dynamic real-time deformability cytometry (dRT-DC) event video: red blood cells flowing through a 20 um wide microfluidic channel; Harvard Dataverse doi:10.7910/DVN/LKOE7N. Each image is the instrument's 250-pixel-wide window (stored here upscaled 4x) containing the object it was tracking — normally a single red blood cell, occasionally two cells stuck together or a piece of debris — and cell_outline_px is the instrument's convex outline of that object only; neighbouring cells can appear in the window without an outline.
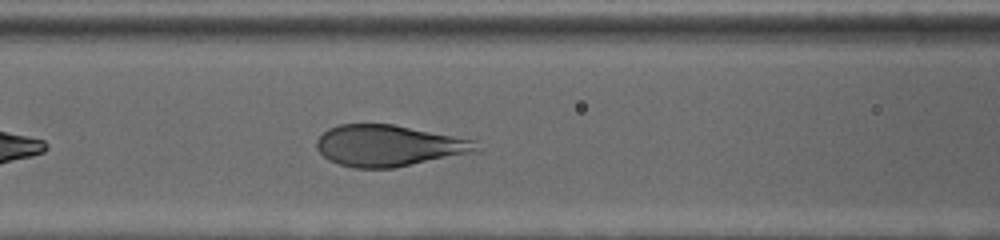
{"species": "human", "species_latin": "Homo sapiens", "temperature_condition": "cold", "stored_images_in_passage": 17, "camera_frame_rate_fps": 3000, "um_per_image_px": 0.085, "donor": {"sex": "female"}, "frame": {"image": 1, "passage_image": 8, "time_ms": 2.333, "image_size_px": [1000, 240], "cell_outline_px": [[480, 152], [392, 168], [352, 168], [328, 160], [316, 148], [316, 140], [328, 128], [340, 124], [392, 124], [476, 140]], "centroid_in_image_um": [33.07, 12.39], "position_along_channel_um": 133.5, "area_um2": 38.61}}
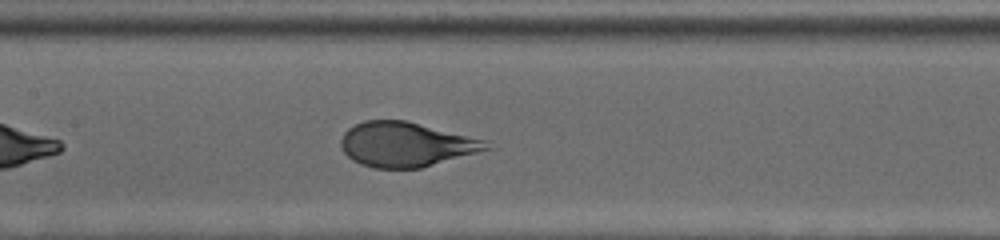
{"frame": {"image": 2, "passage_image": 12, "time_ms": 3.667, "image_size_px": [1000, 240], "cell_outline_px": [[492, 148], [420, 168], [372, 168], [360, 164], [352, 160], [344, 152], [340, 144], [340, 140], [344, 132], [348, 128], [364, 120], [404, 120], [488, 140]], "centroid_in_image_um": [34.49, 12.27], "position_along_channel_um": 172.9, "area_um2": 37.74}}
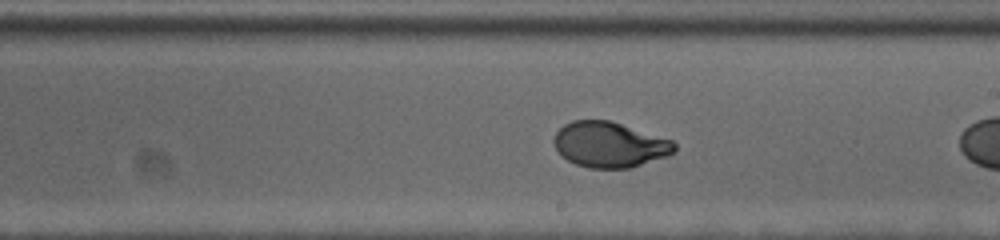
{"frame": {"image": 3, "passage_image": 15, "time_ms": 4.667, "image_size_px": [1000, 240], "cell_outline_px": [[676, 152], [668, 156], [632, 168], [588, 168], [576, 164], [560, 156], [552, 140], [556, 132], [564, 124], [572, 120], [608, 120], [672, 140], [676, 144]], "centroid_in_image_um": [51.81, 12.31], "position_along_channel_um": 237.2, "area_um2": 32.08}}